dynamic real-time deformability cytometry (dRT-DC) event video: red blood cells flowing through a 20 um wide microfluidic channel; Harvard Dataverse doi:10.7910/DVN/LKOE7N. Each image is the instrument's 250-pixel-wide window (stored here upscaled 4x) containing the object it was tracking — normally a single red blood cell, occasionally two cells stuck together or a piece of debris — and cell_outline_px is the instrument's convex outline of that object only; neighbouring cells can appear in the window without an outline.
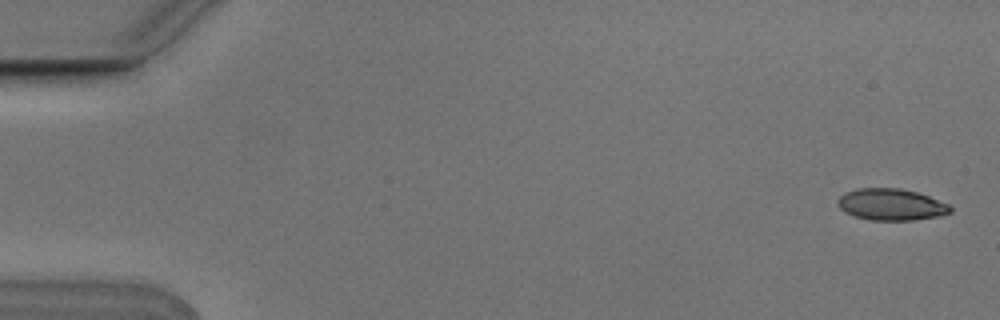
{"species": "Egyptian fruit bat (a non-hibernating species)", "species_latin": "Rousettus aegyptiacus", "temperature_condition": "cold", "stored_images_in_passage": 5, "camera_frame_rate_fps": 3000, "um_per_image_px": 0.085, "animal": {"sex": "male"}, "frame": {"image": 1, "passage_image": 1, "time_ms": 0.0, "image_size_px": [1000, 320], "cell_outline_px": [[952, 212], [940, 216], [912, 220], [868, 220], [844, 212], [836, 204], [836, 200], [844, 192], [856, 188], [900, 188], [916, 192], [928, 196], [948, 204], [952, 208]], "centroid_in_image_um": [75.71, 17.38], "position_along_channel_um": 9.3, "area_um2": 20.87}}